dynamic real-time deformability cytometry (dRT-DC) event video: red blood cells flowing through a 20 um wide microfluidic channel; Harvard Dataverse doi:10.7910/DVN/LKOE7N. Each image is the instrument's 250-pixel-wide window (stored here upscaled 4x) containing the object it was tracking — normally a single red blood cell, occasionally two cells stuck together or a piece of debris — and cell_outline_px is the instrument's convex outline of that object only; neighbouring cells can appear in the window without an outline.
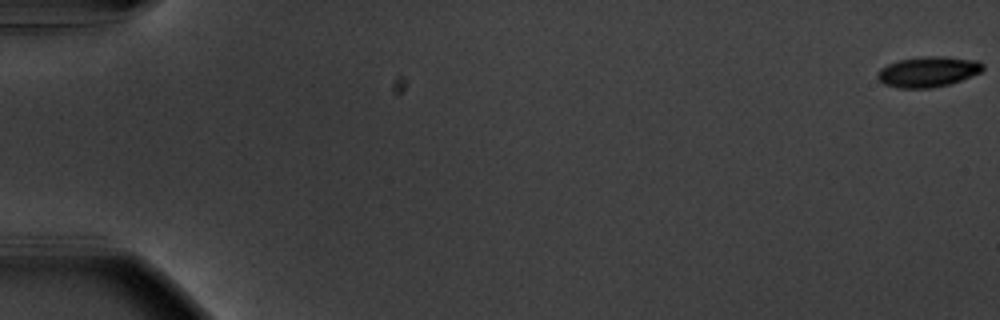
{"species": "common noctule bat (a hibernating species)", "species_latin": "Nyctalus noctula", "temperature_condition": "warm", "stored_images_in_passage": 57, "camera_frame_rate_fps": 3000, "um_per_image_px": 0.085, "animal": {"sex": "male", "body_mass_g": 20.1, "forearm_length_mm": 53.5}, "frame": {"image": 1, "passage_image": 1, "time_ms": 0.0, "image_size_px": [1000, 320], "cell_outline_px": [[984, 68], [980, 72], [960, 80], [948, 84], [932, 88], [896, 88], [884, 84], [876, 76], [880, 68], [888, 64], [900, 60], [924, 56], [944, 56], [976, 60], [984, 64]], "centroid_in_image_um": [78.87, 6.09], "position_along_channel_um": 6.1, "area_um2": 18.61}}
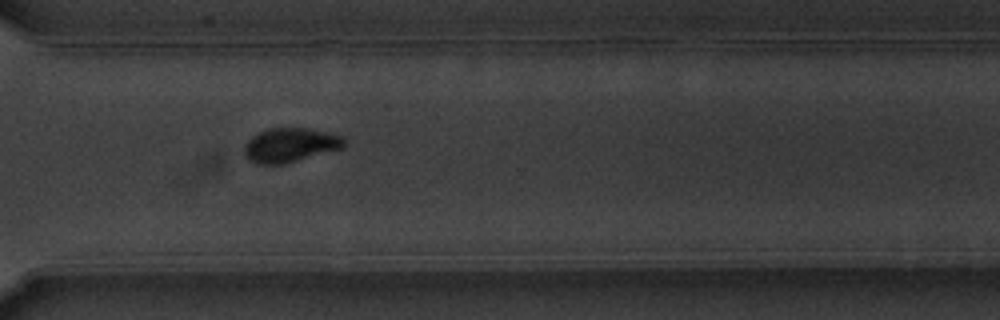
{"frame": {"image": 2, "passage_image": 43, "time_ms": 14.0, "image_size_px": [1000, 320], "cell_outline_px": [[344, 148], [284, 164], [260, 164], [248, 160], [244, 156], [244, 144], [252, 136], [268, 128], [304, 128], [324, 132], [340, 136], [344, 140]], "centroid_in_image_um": [24.62, 12.34], "position_along_channel_um": 346.0, "area_um2": 19.77}}
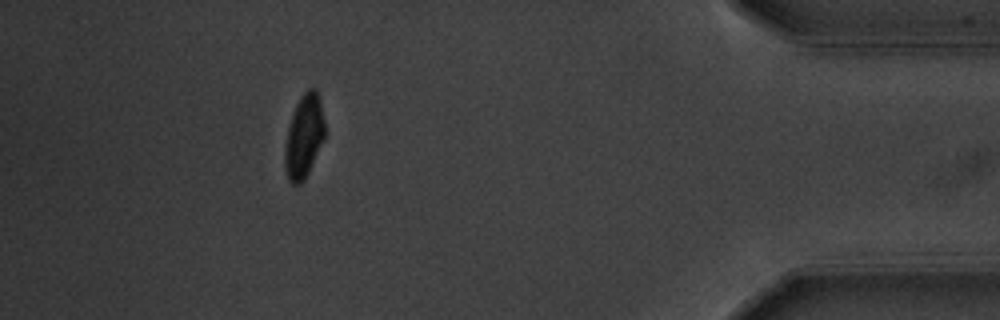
{"frame": {"image": 3, "passage_image": 52, "time_ms": 17.0, "image_size_px": [1000, 320], "cell_outline_px": [[324, 140], [304, 180], [300, 184], [292, 184], [288, 180], [284, 164], [284, 148], [288, 128], [296, 104], [300, 96], [308, 88], [316, 88], [320, 96], [324, 120]], "centroid_in_image_um": [25.84, 11.57], "position_along_channel_um": 409.4, "area_um2": 19.48}, "authors_computed_cell_mechanics": {"area_um2": 19.7676, "velocity_mm_per_s": 3.6665, "shape_relaxation_time_tau1_ms": 3.5288, "shape_relaxation_time_tau2_ms": 2.3146, "deformation_change_tau1": 0.1387, "deformation_change_tau2": 0.0633}}